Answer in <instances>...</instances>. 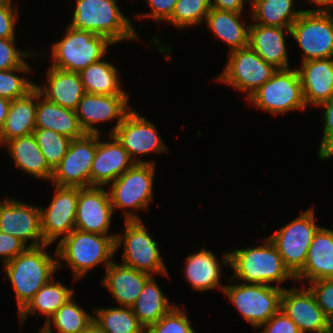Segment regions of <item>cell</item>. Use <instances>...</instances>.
Wrapping results in <instances>:
<instances>
[{
  "mask_svg": "<svg viewBox=\"0 0 333 333\" xmlns=\"http://www.w3.org/2000/svg\"><path fill=\"white\" fill-rule=\"evenodd\" d=\"M264 245L248 249L226 252L222 264L230 265L234 270L233 278L244 284L270 285L271 282L283 283L295 277L285 267L276 246L269 238Z\"/></svg>",
  "mask_w": 333,
  "mask_h": 333,
  "instance_id": "1",
  "label": "cell"
},
{
  "mask_svg": "<svg viewBox=\"0 0 333 333\" xmlns=\"http://www.w3.org/2000/svg\"><path fill=\"white\" fill-rule=\"evenodd\" d=\"M45 244L27 247L21 254L4 264L20 312L34 297L36 292L53 278L54 272L61 268L58 260L45 251Z\"/></svg>",
  "mask_w": 333,
  "mask_h": 333,
  "instance_id": "2",
  "label": "cell"
},
{
  "mask_svg": "<svg viewBox=\"0 0 333 333\" xmlns=\"http://www.w3.org/2000/svg\"><path fill=\"white\" fill-rule=\"evenodd\" d=\"M116 235H101L74 229L58 242L55 255L69 264L74 278H82L89 270L113 260Z\"/></svg>",
  "mask_w": 333,
  "mask_h": 333,
  "instance_id": "3",
  "label": "cell"
},
{
  "mask_svg": "<svg viewBox=\"0 0 333 333\" xmlns=\"http://www.w3.org/2000/svg\"><path fill=\"white\" fill-rule=\"evenodd\" d=\"M72 28L105 36L114 45L138 39L133 25L120 11L117 0H76Z\"/></svg>",
  "mask_w": 333,
  "mask_h": 333,
  "instance_id": "4",
  "label": "cell"
},
{
  "mask_svg": "<svg viewBox=\"0 0 333 333\" xmlns=\"http://www.w3.org/2000/svg\"><path fill=\"white\" fill-rule=\"evenodd\" d=\"M105 36L68 25L66 34L52 46V67L68 71L81 70L101 60L112 45Z\"/></svg>",
  "mask_w": 333,
  "mask_h": 333,
  "instance_id": "5",
  "label": "cell"
},
{
  "mask_svg": "<svg viewBox=\"0 0 333 333\" xmlns=\"http://www.w3.org/2000/svg\"><path fill=\"white\" fill-rule=\"evenodd\" d=\"M125 233L116 234L115 250L124 243L123 265L148 273L168 276L157 243L148 234L139 216L124 210Z\"/></svg>",
  "mask_w": 333,
  "mask_h": 333,
  "instance_id": "6",
  "label": "cell"
},
{
  "mask_svg": "<svg viewBox=\"0 0 333 333\" xmlns=\"http://www.w3.org/2000/svg\"><path fill=\"white\" fill-rule=\"evenodd\" d=\"M261 110L277 115L295 109L305 110L301 79L297 69H277L272 77L247 97Z\"/></svg>",
  "mask_w": 333,
  "mask_h": 333,
  "instance_id": "7",
  "label": "cell"
},
{
  "mask_svg": "<svg viewBox=\"0 0 333 333\" xmlns=\"http://www.w3.org/2000/svg\"><path fill=\"white\" fill-rule=\"evenodd\" d=\"M314 216L313 208L307 209L269 236L285 267L294 277L303 269L313 236L320 227L315 223Z\"/></svg>",
  "mask_w": 333,
  "mask_h": 333,
  "instance_id": "8",
  "label": "cell"
},
{
  "mask_svg": "<svg viewBox=\"0 0 333 333\" xmlns=\"http://www.w3.org/2000/svg\"><path fill=\"white\" fill-rule=\"evenodd\" d=\"M283 287L262 284L226 285L224 294L254 328H261L281 307Z\"/></svg>",
  "mask_w": 333,
  "mask_h": 333,
  "instance_id": "9",
  "label": "cell"
},
{
  "mask_svg": "<svg viewBox=\"0 0 333 333\" xmlns=\"http://www.w3.org/2000/svg\"><path fill=\"white\" fill-rule=\"evenodd\" d=\"M291 36L303 50L302 62L333 58V15L303 10L290 27Z\"/></svg>",
  "mask_w": 333,
  "mask_h": 333,
  "instance_id": "10",
  "label": "cell"
},
{
  "mask_svg": "<svg viewBox=\"0 0 333 333\" xmlns=\"http://www.w3.org/2000/svg\"><path fill=\"white\" fill-rule=\"evenodd\" d=\"M277 71L249 46L230 51L226 67L217 80L250 96Z\"/></svg>",
  "mask_w": 333,
  "mask_h": 333,
  "instance_id": "11",
  "label": "cell"
},
{
  "mask_svg": "<svg viewBox=\"0 0 333 333\" xmlns=\"http://www.w3.org/2000/svg\"><path fill=\"white\" fill-rule=\"evenodd\" d=\"M155 165L134 163L111 183L109 195L113 211L118 209H147L153 196ZM115 208V209H114Z\"/></svg>",
  "mask_w": 333,
  "mask_h": 333,
  "instance_id": "12",
  "label": "cell"
},
{
  "mask_svg": "<svg viewBox=\"0 0 333 333\" xmlns=\"http://www.w3.org/2000/svg\"><path fill=\"white\" fill-rule=\"evenodd\" d=\"M97 150V134L85 133L72 139L66 155L53 169L52 183L57 186L90 187V171Z\"/></svg>",
  "mask_w": 333,
  "mask_h": 333,
  "instance_id": "13",
  "label": "cell"
},
{
  "mask_svg": "<svg viewBox=\"0 0 333 333\" xmlns=\"http://www.w3.org/2000/svg\"><path fill=\"white\" fill-rule=\"evenodd\" d=\"M112 134L135 163H149V161L140 160L138 157L140 155H148L150 152L162 153L168 150L161 140L156 126L133 109Z\"/></svg>",
  "mask_w": 333,
  "mask_h": 333,
  "instance_id": "14",
  "label": "cell"
},
{
  "mask_svg": "<svg viewBox=\"0 0 333 333\" xmlns=\"http://www.w3.org/2000/svg\"><path fill=\"white\" fill-rule=\"evenodd\" d=\"M79 187L55 185L54 198L47 208L40 207L41 233L47 244L75 229Z\"/></svg>",
  "mask_w": 333,
  "mask_h": 333,
  "instance_id": "15",
  "label": "cell"
},
{
  "mask_svg": "<svg viewBox=\"0 0 333 333\" xmlns=\"http://www.w3.org/2000/svg\"><path fill=\"white\" fill-rule=\"evenodd\" d=\"M0 231L21 240L28 247L47 244L41 233L40 207L4 198L0 202Z\"/></svg>",
  "mask_w": 333,
  "mask_h": 333,
  "instance_id": "16",
  "label": "cell"
},
{
  "mask_svg": "<svg viewBox=\"0 0 333 333\" xmlns=\"http://www.w3.org/2000/svg\"><path fill=\"white\" fill-rule=\"evenodd\" d=\"M129 95H100L85 93L75 110L81 129L88 134H101L95 124L117 119L112 134L132 110L128 106Z\"/></svg>",
  "mask_w": 333,
  "mask_h": 333,
  "instance_id": "17",
  "label": "cell"
},
{
  "mask_svg": "<svg viewBox=\"0 0 333 333\" xmlns=\"http://www.w3.org/2000/svg\"><path fill=\"white\" fill-rule=\"evenodd\" d=\"M280 309L293 320L301 333H325L333 327L309 288H284Z\"/></svg>",
  "mask_w": 333,
  "mask_h": 333,
  "instance_id": "18",
  "label": "cell"
},
{
  "mask_svg": "<svg viewBox=\"0 0 333 333\" xmlns=\"http://www.w3.org/2000/svg\"><path fill=\"white\" fill-rule=\"evenodd\" d=\"M112 215L109 191L98 186L79 187L75 229L107 235Z\"/></svg>",
  "mask_w": 333,
  "mask_h": 333,
  "instance_id": "19",
  "label": "cell"
},
{
  "mask_svg": "<svg viewBox=\"0 0 333 333\" xmlns=\"http://www.w3.org/2000/svg\"><path fill=\"white\" fill-rule=\"evenodd\" d=\"M110 141H99L97 134V150L90 171V186L102 187L111 184L128 170L135 162L126 149L109 133Z\"/></svg>",
  "mask_w": 333,
  "mask_h": 333,
  "instance_id": "20",
  "label": "cell"
},
{
  "mask_svg": "<svg viewBox=\"0 0 333 333\" xmlns=\"http://www.w3.org/2000/svg\"><path fill=\"white\" fill-rule=\"evenodd\" d=\"M290 28L249 24L248 46L277 69H289L285 34Z\"/></svg>",
  "mask_w": 333,
  "mask_h": 333,
  "instance_id": "21",
  "label": "cell"
},
{
  "mask_svg": "<svg viewBox=\"0 0 333 333\" xmlns=\"http://www.w3.org/2000/svg\"><path fill=\"white\" fill-rule=\"evenodd\" d=\"M298 72L307 107L319 106L333 96V58L304 61Z\"/></svg>",
  "mask_w": 333,
  "mask_h": 333,
  "instance_id": "22",
  "label": "cell"
},
{
  "mask_svg": "<svg viewBox=\"0 0 333 333\" xmlns=\"http://www.w3.org/2000/svg\"><path fill=\"white\" fill-rule=\"evenodd\" d=\"M105 272L102 280L103 285L109 289L111 295L123 307L133 306L145 283L152 277L148 273L114 261L106 268Z\"/></svg>",
  "mask_w": 333,
  "mask_h": 333,
  "instance_id": "23",
  "label": "cell"
},
{
  "mask_svg": "<svg viewBox=\"0 0 333 333\" xmlns=\"http://www.w3.org/2000/svg\"><path fill=\"white\" fill-rule=\"evenodd\" d=\"M333 279V230L319 227L308 249L306 263L295 280Z\"/></svg>",
  "mask_w": 333,
  "mask_h": 333,
  "instance_id": "24",
  "label": "cell"
},
{
  "mask_svg": "<svg viewBox=\"0 0 333 333\" xmlns=\"http://www.w3.org/2000/svg\"><path fill=\"white\" fill-rule=\"evenodd\" d=\"M44 87L35 84V88L46 100L70 110H76L85 94L78 72H68L49 67Z\"/></svg>",
  "mask_w": 333,
  "mask_h": 333,
  "instance_id": "25",
  "label": "cell"
},
{
  "mask_svg": "<svg viewBox=\"0 0 333 333\" xmlns=\"http://www.w3.org/2000/svg\"><path fill=\"white\" fill-rule=\"evenodd\" d=\"M35 128L49 129L77 139L85 132L81 129L76 112L46 100L37 90V106L35 113Z\"/></svg>",
  "mask_w": 333,
  "mask_h": 333,
  "instance_id": "26",
  "label": "cell"
},
{
  "mask_svg": "<svg viewBox=\"0 0 333 333\" xmlns=\"http://www.w3.org/2000/svg\"><path fill=\"white\" fill-rule=\"evenodd\" d=\"M36 106L37 89L35 87L24 97L11 101L5 123L0 128L1 145L13 138L33 134Z\"/></svg>",
  "mask_w": 333,
  "mask_h": 333,
  "instance_id": "27",
  "label": "cell"
},
{
  "mask_svg": "<svg viewBox=\"0 0 333 333\" xmlns=\"http://www.w3.org/2000/svg\"><path fill=\"white\" fill-rule=\"evenodd\" d=\"M5 145L15 162V167L33 177L51 181L53 170L46 163L33 134L13 138Z\"/></svg>",
  "mask_w": 333,
  "mask_h": 333,
  "instance_id": "28",
  "label": "cell"
},
{
  "mask_svg": "<svg viewBox=\"0 0 333 333\" xmlns=\"http://www.w3.org/2000/svg\"><path fill=\"white\" fill-rule=\"evenodd\" d=\"M211 250L202 248L186 257L185 277L197 291L219 288L223 291L225 285L219 283L221 266ZM220 284V285H219Z\"/></svg>",
  "mask_w": 333,
  "mask_h": 333,
  "instance_id": "29",
  "label": "cell"
},
{
  "mask_svg": "<svg viewBox=\"0 0 333 333\" xmlns=\"http://www.w3.org/2000/svg\"><path fill=\"white\" fill-rule=\"evenodd\" d=\"M243 13L211 8L204 20L212 32L227 43L230 51L248 47L249 25L240 18Z\"/></svg>",
  "mask_w": 333,
  "mask_h": 333,
  "instance_id": "30",
  "label": "cell"
},
{
  "mask_svg": "<svg viewBox=\"0 0 333 333\" xmlns=\"http://www.w3.org/2000/svg\"><path fill=\"white\" fill-rule=\"evenodd\" d=\"M174 306L169 303L152 276L144 285L131 307L140 324L146 329L156 323Z\"/></svg>",
  "mask_w": 333,
  "mask_h": 333,
  "instance_id": "31",
  "label": "cell"
},
{
  "mask_svg": "<svg viewBox=\"0 0 333 333\" xmlns=\"http://www.w3.org/2000/svg\"><path fill=\"white\" fill-rule=\"evenodd\" d=\"M119 71L101 59L79 72L85 93L100 95H128L120 87Z\"/></svg>",
  "mask_w": 333,
  "mask_h": 333,
  "instance_id": "32",
  "label": "cell"
},
{
  "mask_svg": "<svg viewBox=\"0 0 333 333\" xmlns=\"http://www.w3.org/2000/svg\"><path fill=\"white\" fill-rule=\"evenodd\" d=\"M53 278L42 286L28 302V304L19 312L20 321L23 324L30 314L36 316V310L43 315H47L49 320L57 310L74 295L72 288H67L59 281L53 283Z\"/></svg>",
  "mask_w": 333,
  "mask_h": 333,
  "instance_id": "33",
  "label": "cell"
},
{
  "mask_svg": "<svg viewBox=\"0 0 333 333\" xmlns=\"http://www.w3.org/2000/svg\"><path fill=\"white\" fill-rule=\"evenodd\" d=\"M253 23L290 28L303 10H294L293 0H250ZM293 8V9H292Z\"/></svg>",
  "mask_w": 333,
  "mask_h": 333,
  "instance_id": "34",
  "label": "cell"
},
{
  "mask_svg": "<svg viewBox=\"0 0 333 333\" xmlns=\"http://www.w3.org/2000/svg\"><path fill=\"white\" fill-rule=\"evenodd\" d=\"M94 312L93 322L101 333H145L131 307L99 308Z\"/></svg>",
  "mask_w": 333,
  "mask_h": 333,
  "instance_id": "35",
  "label": "cell"
},
{
  "mask_svg": "<svg viewBox=\"0 0 333 333\" xmlns=\"http://www.w3.org/2000/svg\"><path fill=\"white\" fill-rule=\"evenodd\" d=\"M74 296L65 302L57 312L39 330L41 333H53L52 323L59 333H79L93 323V318L83 308L73 302ZM52 319V320H51Z\"/></svg>",
  "mask_w": 333,
  "mask_h": 333,
  "instance_id": "36",
  "label": "cell"
},
{
  "mask_svg": "<svg viewBox=\"0 0 333 333\" xmlns=\"http://www.w3.org/2000/svg\"><path fill=\"white\" fill-rule=\"evenodd\" d=\"M33 135L46 163L53 170L66 155L72 139L43 128H35Z\"/></svg>",
  "mask_w": 333,
  "mask_h": 333,
  "instance_id": "37",
  "label": "cell"
},
{
  "mask_svg": "<svg viewBox=\"0 0 333 333\" xmlns=\"http://www.w3.org/2000/svg\"><path fill=\"white\" fill-rule=\"evenodd\" d=\"M211 9L210 0H178L172 16L166 21L175 27L199 25Z\"/></svg>",
  "mask_w": 333,
  "mask_h": 333,
  "instance_id": "38",
  "label": "cell"
},
{
  "mask_svg": "<svg viewBox=\"0 0 333 333\" xmlns=\"http://www.w3.org/2000/svg\"><path fill=\"white\" fill-rule=\"evenodd\" d=\"M30 66L25 62L22 66L9 70H0V97L16 100L24 97L35 87V83L28 81L24 77H18L14 73L30 72Z\"/></svg>",
  "mask_w": 333,
  "mask_h": 333,
  "instance_id": "39",
  "label": "cell"
},
{
  "mask_svg": "<svg viewBox=\"0 0 333 333\" xmlns=\"http://www.w3.org/2000/svg\"><path fill=\"white\" fill-rule=\"evenodd\" d=\"M191 321L184 309L174 306L156 323L145 329V333H193Z\"/></svg>",
  "mask_w": 333,
  "mask_h": 333,
  "instance_id": "40",
  "label": "cell"
},
{
  "mask_svg": "<svg viewBox=\"0 0 333 333\" xmlns=\"http://www.w3.org/2000/svg\"><path fill=\"white\" fill-rule=\"evenodd\" d=\"M309 283L311 287L308 288L313 293L317 304L333 324V279H323Z\"/></svg>",
  "mask_w": 333,
  "mask_h": 333,
  "instance_id": "41",
  "label": "cell"
},
{
  "mask_svg": "<svg viewBox=\"0 0 333 333\" xmlns=\"http://www.w3.org/2000/svg\"><path fill=\"white\" fill-rule=\"evenodd\" d=\"M324 106L323 121L324 129L318 156L322 160L333 157V96L319 105Z\"/></svg>",
  "mask_w": 333,
  "mask_h": 333,
  "instance_id": "42",
  "label": "cell"
},
{
  "mask_svg": "<svg viewBox=\"0 0 333 333\" xmlns=\"http://www.w3.org/2000/svg\"><path fill=\"white\" fill-rule=\"evenodd\" d=\"M15 40V38H0V70H9L20 67L25 63V57L34 55L27 51H20L19 49H16L14 44Z\"/></svg>",
  "mask_w": 333,
  "mask_h": 333,
  "instance_id": "43",
  "label": "cell"
},
{
  "mask_svg": "<svg viewBox=\"0 0 333 333\" xmlns=\"http://www.w3.org/2000/svg\"><path fill=\"white\" fill-rule=\"evenodd\" d=\"M18 10L12 6L11 0L0 1V38H15V23L18 18Z\"/></svg>",
  "mask_w": 333,
  "mask_h": 333,
  "instance_id": "44",
  "label": "cell"
},
{
  "mask_svg": "<svg viewBox=\"0 0 333 333\" xmlns=\"http://www.w3.org/2000/svg\"><path fill=\"white\" fill-rule=\"evenodd\" d=\"M261 326H265V329L260 333H301L293 320L281 309Z\"/></svg>",
  "mask_w": 333,
  "mask_h": 333,
  "instance_id": "45",
  "label": "cell"
},
{
  "mask_svg": "<svg viewBox=\"0 0 333 333\" xmlns=\"http://www.w3.org/2000/svg\"><path fill=\"white\" fill-rule=\"evenodd\" d=\"M27 247L28 246L18 238L0 231V257L2 258L3 264L14 259Z\"/></svg>",
  "mask_w": 333,
  "mask_h": 333,
  "instance_id": "46",
  "label": "cell"
},
{
  "mask_svg": "<svg viewBox=\"0 0 333 333\" xmlns=\"http://www.w3.org/2000/svg\"><path fill=\"white\" fill-rule=\"evenodd\" d=\"M149 4V6H151L150 8L152 9V11H150L149 13H145L142 15H136L137 17H142V18H146L148 17H152L153 20L156 21H167L171 16L172 13L174 11L175 5L177 3L178 0H146Z\"/></svg>",
  "mask_w": 333,
  "mask_h": 333,
  "instance_id": "47",
  "label": "cell"
},
{
  "mask_svg": "<svg viewBox=\"0 0 333 333\" xmlns=\"http://www.w3.org/2000/svg\"><path fill=\"white\" fill-rule=\"evenodd\" d=\"M248 0H210L211 8L223 11L242 13Z\"/></svg>",
  "mask_w": 333,
  "mask_h": 333,
  "instance_id": "48",
  "label": "cell"
},
{
  "mask_svg": "<svg viewBox=\"0 0 333 333\" xmlns=\"http://www.w3.org/2000/svg\"><path fill=\"white\" fill-rule=\"evenodd\" d=\"M310 2H314L319 5L316 9H309L308 11L312 12H331V8L333 6V0H308Z\"/></svg>",
  "mask_w": 333,
  "mask_h": 333,
  "instance_id": "49",
  "label": "cell"
},
{
  "mask_svg": "<svg viewBox=\"0 0 333 333\" xmlns=\"http://www.w3.org/2000/svg\"><path fill=\"white\" fill-rule=\"evenodd\" d=\"M11 100L0 97V128L4 125L7 118Z\"/></svg>",
  "mask_w": 333,
  "mask_h": 333,
  "instance_id": "50",
  "label": "cell"
},
{
  "mask_svg": "<svg viewBox=\"0 0 333 333\" xmlns=\"http://www.w3.org/2000/svg\"><path fill=\"white\" fill-rule=\"evenodd\" d=\"M79 333H101L97 325L93 322L90 326L86 329L82 330Z\"/></svg>",
  "mask_w": 333,
  "mask_h": 333,
  "instance_id": "51",
  "label": "cell"
},
{
  "mask_svg": "<svg viewBox=\"0 0 333 333\" xmlns=\"http://www.w3.org/2000/svg\"><path fill=\"white\" fill-rule=\"evenodd\" d=\"M325 333H333V327L329 331H327Z\"/></svg>",
  "mask_w": 333,
  "mask_h": 333,
  "instance_id": "52",
  "label": "cell"
}]
</instances>
